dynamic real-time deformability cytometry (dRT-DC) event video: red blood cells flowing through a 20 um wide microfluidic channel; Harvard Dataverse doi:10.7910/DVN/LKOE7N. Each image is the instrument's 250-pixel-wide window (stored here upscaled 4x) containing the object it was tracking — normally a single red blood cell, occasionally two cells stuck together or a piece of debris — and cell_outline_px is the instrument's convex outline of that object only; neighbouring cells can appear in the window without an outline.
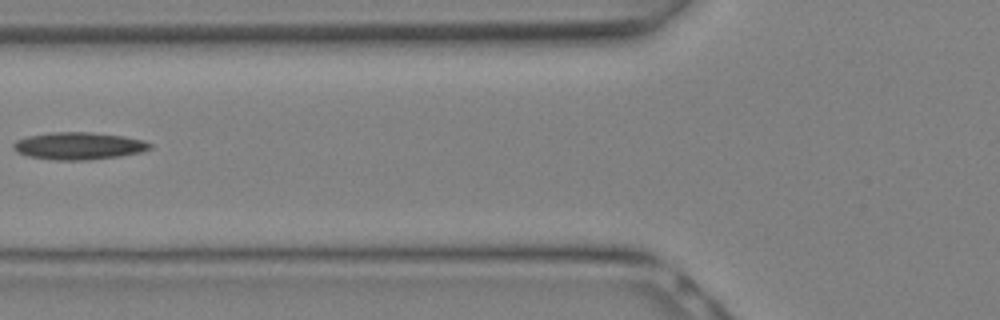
{"species": "Egyptian fruit bat (a non-hibernating species)", "species_latin": "Rousettus aegyptiacus", "temperature_condition": "warm", "stored_images_in_passage": 7, "camera_frame_rate_fps": 3000, "um_per_image_px": 0.085, "animal": {"sex": "female"}, "frame": {"image": 1, "passage_image": 3, "time_ms": 0.667, "image_size_px": [1000, 320], "cell_outline_px": [[148, 144], [144, 148], [128, 152], [104, 156], [40, 156], [24, 152], [16, 148], [16, 144], [24, 140], [40, 136], [112, 136], [132, 140]], "centroid_in_image_um": [6.67, 12.4], "position_along_channel_um": 119.1, "area_um2": 15.61}}
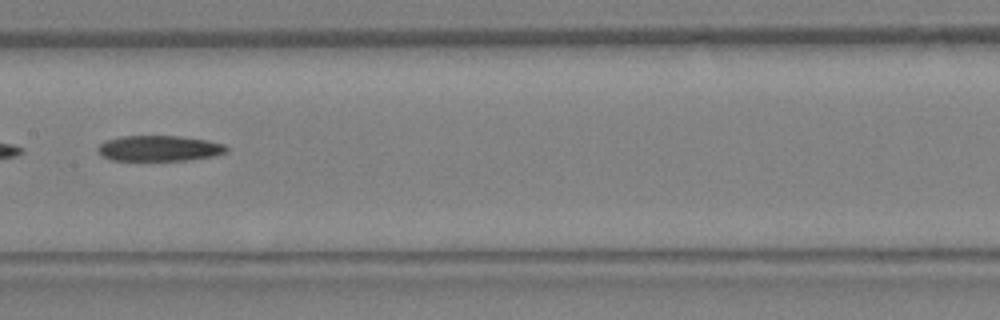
{"frame": {"image": 2, "passage_image": 6, "time_ms": 1.667, "image_size_px": [1000, 320], "cell_outline_px": [[224, 148], [220, 152], [200, 156], [164, 160], [128, 160], [108, 156], [100, 148], [104, 144], [116, 140], [140, 136], [164, 136], [196, 140], [216, 144]], "centroid_in_image_um": [13.46, 12.61], "position_along_channel_um": 193.9, "area_um2": 16.01}}